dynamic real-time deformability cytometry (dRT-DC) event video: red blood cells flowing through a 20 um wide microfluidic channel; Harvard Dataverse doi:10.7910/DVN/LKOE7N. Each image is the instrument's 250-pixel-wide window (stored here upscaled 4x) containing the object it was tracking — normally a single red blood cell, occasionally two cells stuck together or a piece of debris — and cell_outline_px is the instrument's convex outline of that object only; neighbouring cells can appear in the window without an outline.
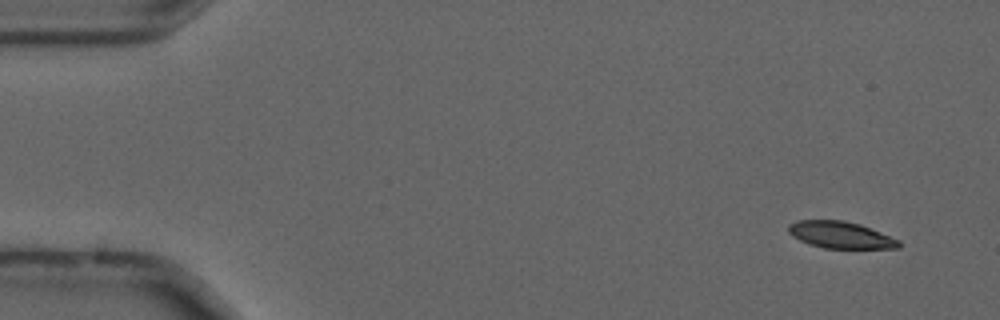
{"species": "common noctule bat (a hibernating species)", "species_latin": "Nyctalus noctula", "temperature_condition": "cold", "stored_images_in_passage": 54, "camera_frame_rate_fps": 3000, "um_per_image_px": 0.085, "animal": {"sex": "male", "forearm_length_mm": 52.5}, "frame": {"image": 1, "passage_image": 2, "time_ms": 0.333, "image_size_px": [1000, 320], "cell_outline_px": [[900, 248], [824, 248], [808, 244], [792, 236], [788, 232], [788, 224], [796, 220], [844, 220], [860, 224], [900, 240]], "centroid_in_image_um": [71.42, 19.96], "position_along_channel_um": 13.6, "area_um2": 17.28}}
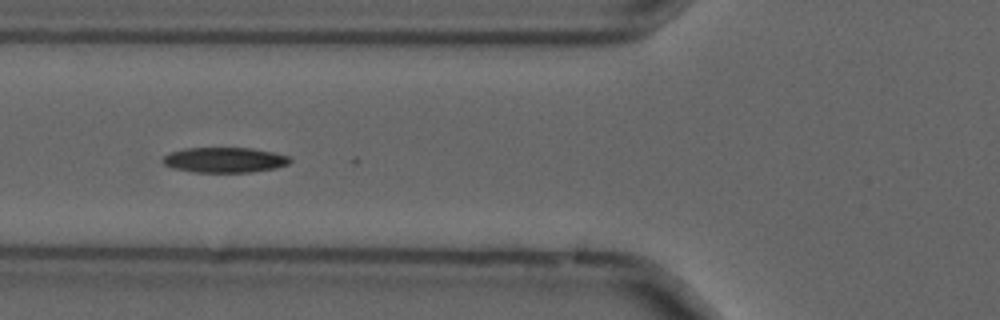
{"frame": {"image": 2, "passage_image": 19, "time_ms": 6.0, "image_size_px": [1000, 320], "cell_outline_px": [[292, 160], [288, 164], [276, 168], [252, 172], [192, 172], [172, 168], [164, 164], [164, 156], [172, 152], [184, 148], [252, 148], [272, 152], [288, 156]], "centroid_in_image_um": [19.1, 13.6], "position_along_channel_um": 106.7, "area_um2": 18.61}}
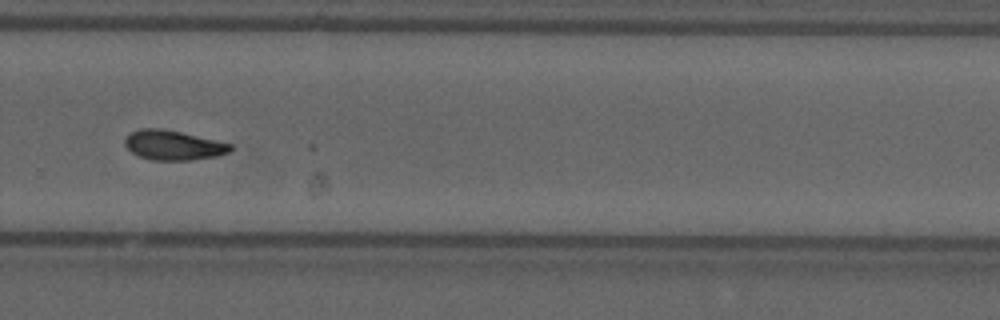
{"frame": {"image": 3, "passage_image": 36, "time_ms": 11.667, "image_size_px": [1000, 320], "cell_outline_px": [[232, 148], [228, 152], [216, 156], [192, 160], [152, 160], [140, 156], [132, 152], [124, 144], [124, 140], [132, 132], [140, 128], [160, 128], [180, 132], [232, 144]], "centroid_in_image_um": [14.71, 12.34], "position_along_channel_um": 315.1, "area_um2": 17.98}}